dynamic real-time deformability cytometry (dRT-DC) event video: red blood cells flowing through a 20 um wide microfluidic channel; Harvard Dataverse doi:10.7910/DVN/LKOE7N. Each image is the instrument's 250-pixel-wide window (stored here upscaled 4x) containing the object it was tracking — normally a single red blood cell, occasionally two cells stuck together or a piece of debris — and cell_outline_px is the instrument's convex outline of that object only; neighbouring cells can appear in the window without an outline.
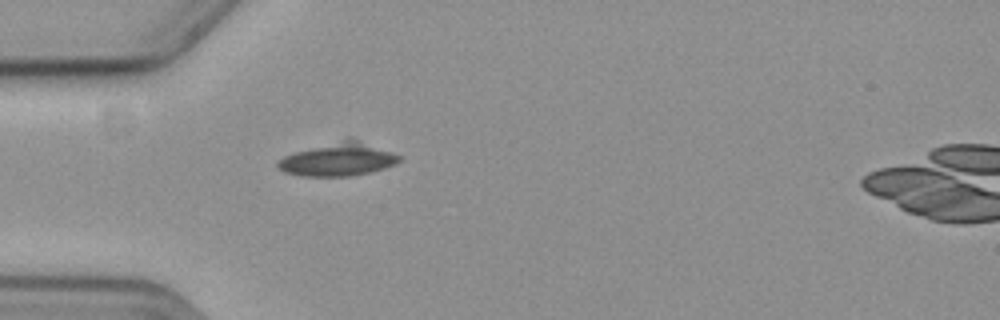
{"species": "common noctule bat (a hibernating species)", "species_latin": "Nyctalus noctula", "temperature_condition": "cold", "stored_images_in_passage": 21, "camera_frame_rate_fps": 3000, "um_per_image_px": 0.085, "animal": {"sex": "female", "body_mass_g": 19.3, "forearm_length_mm": 54.1}, "frame": {"image": 1, "passage_image": 1, "time_ms": 0.0, "image_size_px": [1000, 320], "cell_outline_px": [[400, 160], [396, 164], [372, 172], [348, 176], [304, 176], [284, 172], [276, 164], [284, 156], [296, 152], [348, 136], [360, 140], [392, 152], [400, 156]], "centroid_in_image_um": [28.77, 13.53], "position_along_channel_um": 56.2, "area_um2": 23.47}}
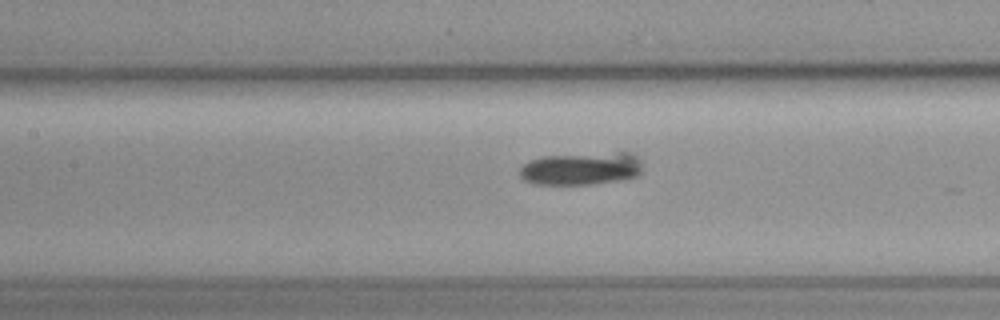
{"frame": {"image": 2, "passage_image": 10, "time_ms": 3.0, "image_size_px": [1000, 320], "cell_outline_px": [[640, 176], [624, 180], [592, 184], [532, 184], [524, 180], [520, 176], [520, 168], [528, 160], [544, 156], [616, 152], [632, 152], [640, 160]], "centroid_in_image_um": [49.42, 14.33], "position_along_channel_um": 158.0, "area_um2": 23.64}}
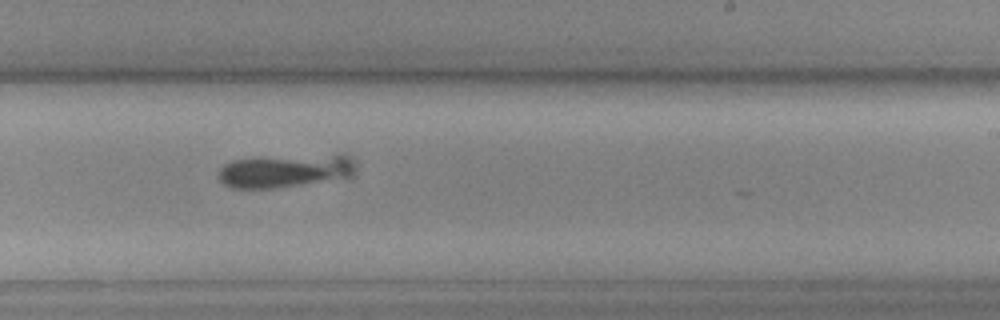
{"frame": {"image": 3, "passage_image": 19, "time_ms": 6.0, "image_size_px": [1000, 320], "cell_outline_px": [[356, 168], [352, 176], [272, 188], [232, 188], [224, 184], [220, 180], [220, 168], [224, 164], [232, 160], [336, 152], [340, 152], [356, 160]], "centroid_in_image_um": [24.34, 14.47], "position_along_channel_um": 264.7, "area_um2": 26.7}}